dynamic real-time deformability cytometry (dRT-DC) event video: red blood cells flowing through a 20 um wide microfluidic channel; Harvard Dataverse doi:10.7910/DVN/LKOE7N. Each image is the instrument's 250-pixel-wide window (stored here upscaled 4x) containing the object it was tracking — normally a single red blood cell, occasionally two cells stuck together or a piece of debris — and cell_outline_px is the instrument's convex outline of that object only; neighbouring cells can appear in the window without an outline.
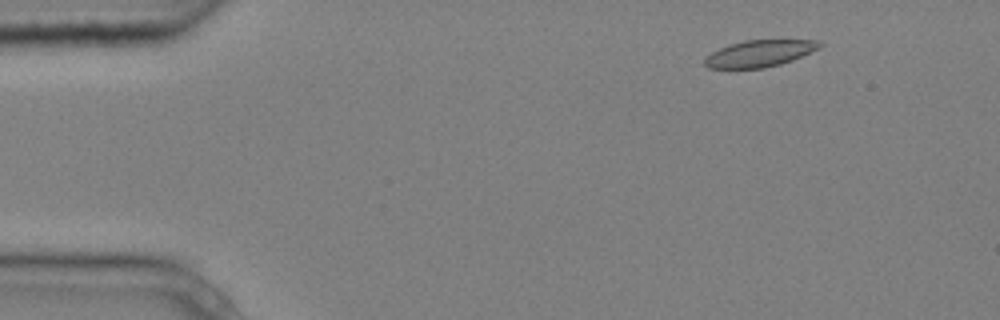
{"species": "common noctule bat (a hibernating species)", "species_latin": "Nyctalus noctula", "temperature_condition": "cold", "stored_images_in_passage": 8, "camera_frame_rate_fps": 3000, "um_per_image_px": 0.085, "animal": {"sex": "male", "body_mass_g": 20.4}, "frame": {"image": 1, "passage_image": 2, "time_ms": 0.333, "image_size_px": [1000, 320], "cell_outline_px": [[824, 44], [820, 48], [792, 60], [780, 64], [764, 68], [708, 68], [704, 64], [704, 60], [712, 52], [728, 44], [744, 40], [816, 40]], "centroid_in_image_um": [64.57, 4.54], "position_along_channel_um": 20.4, "area_um2": 17.8}}
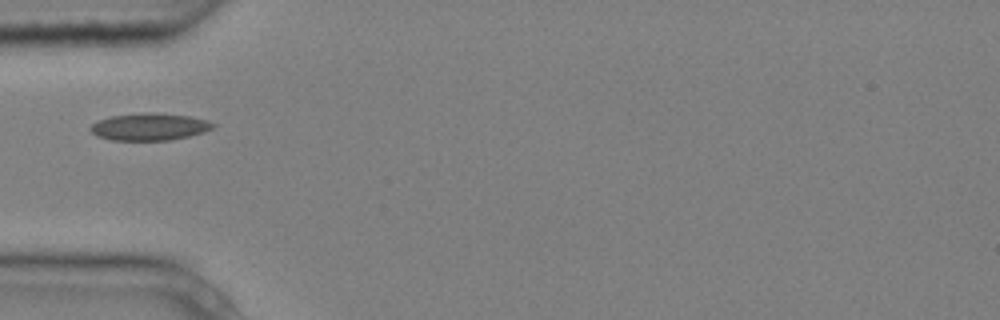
{"frame": {"image": 2, "passage_image": 5, "time_ms": 1.333, "image_size_px": [1000, 320], "cell_outline_px": [[216, 124], [212, 128], [204, 132], [172, 140], [112, 140], [96, 136], [88, 128], [92, 124], [100, 120], [112, 116], [144, 112], [156, 112], [188, 116], [208, 120]], "centroid_in_image_um": [12.71, 10.77], "position_along_channel_um": 72.3, "area_um2": 19.42}}
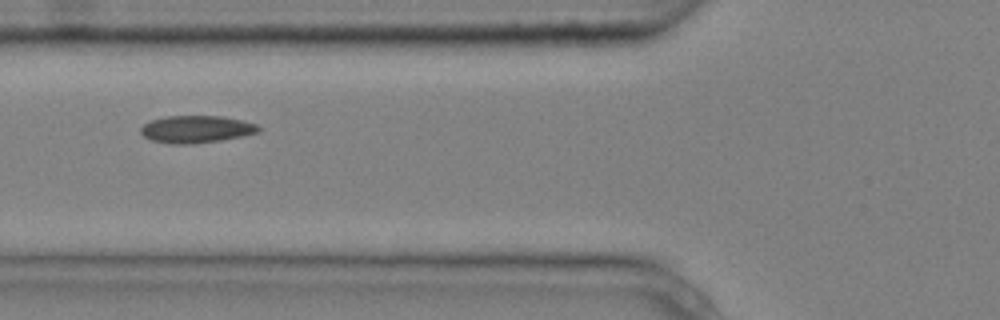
{"frame": {"image": 3, "passage_image": 6, "time_ms": 1.667, "image_size_px": [1000, 320], "cell_outline_px": [[260, 132], [244, 136], [220, 140], [192, 144], [172, 144], [152, 140], [144, 136], [140, 132], [140, 128], [144, 124], [152, 120], [164, 116], [220, 116], [244, 120], [256, 124], [260, 128]], "centroid_in_image_um": [16.7, 10.98], "position_along_channel_um": 109.1, "area_um2": 18.79}}